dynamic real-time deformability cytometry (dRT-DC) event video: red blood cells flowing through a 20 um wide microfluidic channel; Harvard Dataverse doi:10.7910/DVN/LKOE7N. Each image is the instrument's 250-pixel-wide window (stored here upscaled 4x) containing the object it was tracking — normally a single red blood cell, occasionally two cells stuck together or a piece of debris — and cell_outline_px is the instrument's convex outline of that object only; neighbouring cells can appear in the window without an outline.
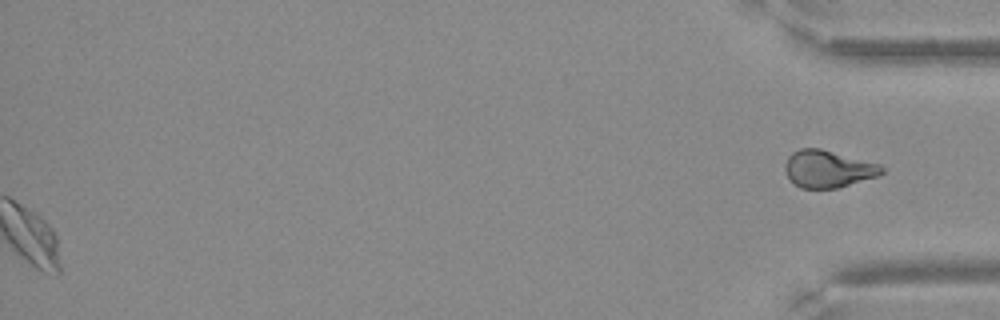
{"species": "Egyptian fruit bat (a non-hibernating species)", "species_latin": "Rousettus aegyptiacus", "temperature_condition": "warm", "stored_images_in_passage": 45, "segment_of_instrument_passage": [2, 2], "camera_frame_rate_fps": 3000, "um_per_image_px": 0.085, "frame": {"image": 1, "passage_image": 45, "time_ms": 14.667, "image_size_px": [1000, 320], "cell_outline_px": [[884, 172], [876, 176], [836, 188], [800, 188], [784, 172], [784, 164], [788, 156], [792, 152], [800, 148], [820, 148], [880, 164], [884, 168]], "centroid_in_image_um": [70.35, 14.34], "position_along_channel_um": 364.8, "area_um2": 20.81}}